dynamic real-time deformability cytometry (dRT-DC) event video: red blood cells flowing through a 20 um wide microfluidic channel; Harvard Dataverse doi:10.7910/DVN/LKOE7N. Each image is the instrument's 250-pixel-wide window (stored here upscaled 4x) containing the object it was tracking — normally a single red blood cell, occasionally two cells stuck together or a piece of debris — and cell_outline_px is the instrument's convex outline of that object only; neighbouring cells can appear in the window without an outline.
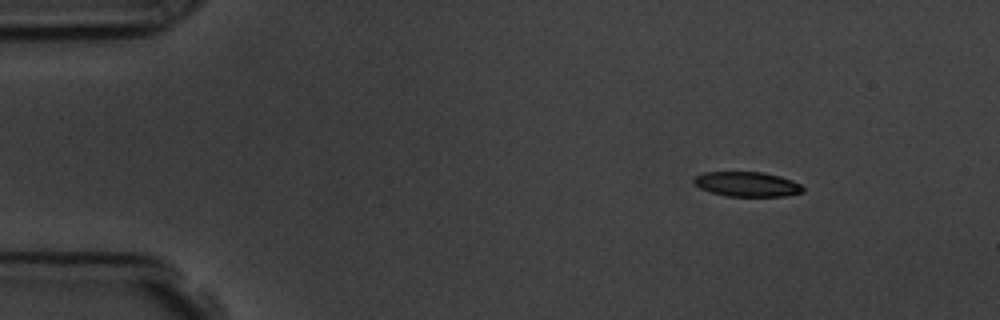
{"species": "common noctule bat (a hibernating species)", "species_latin": "Nyctalus noctula", "temperature_condition": "room temperature", "stored_images_in_passage": 50, "camera_frame_rate_fps": 3000, "um_per_image_px": 0.085, "animal": {"sex": "male", "body_mass_g": 19.5, "forearm_length_mm": 54.6}, "frame": {"image": 1, "passage_image": 1, "time_ms": 0.0, "image_size_px": [1000, 320], "cell_outline_px": [[804, 192], [784, 196], [728, 196], [712, 192], [700, 188], [692, 180], [696, 176], [704, 172], [760, 172], [780, 176], [792, 180], [800, 184], [804, 188]], "centroid_in_image_um": [63.52, 15.65], "position_along_channel_um": 21.5, "area_um2": 15.61}}
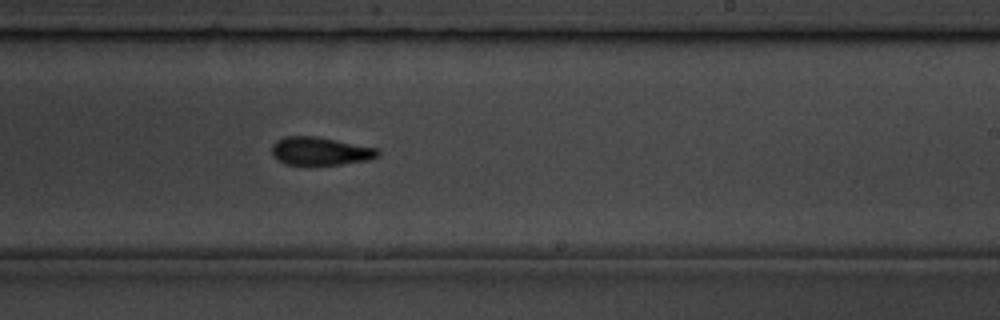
{"frame": {"image": 2, "passage_image": 28, "time_ms": 9.0, "image_size_px": [1000, 320], "cell_outline_px": [[380, 152], [376, 156], [368, 160], [340, 164], [284, 164], [276, 160], [272, 156], [272, 144], [276, 140], [284, 136], [316, 136], [380, 148]], "centroid_in_image_um": [27.19, 12.83], "position_along_channel_um": 261.8, "area_um2": 17.46}}
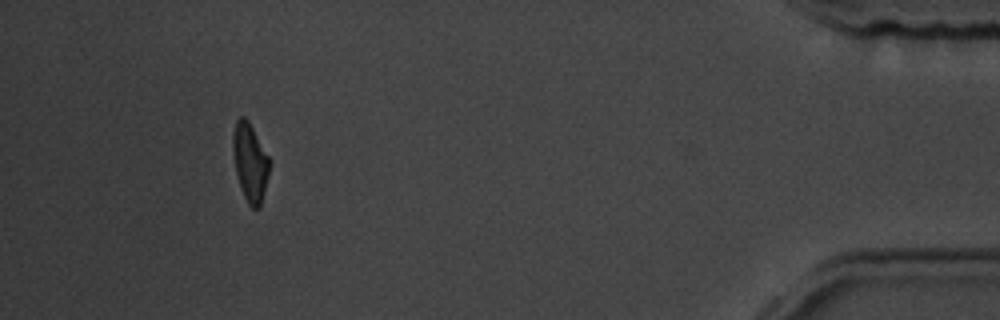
{"frame": {"image": 3, "passage_image": 46, "time_ms": 15.0, "image_size_px": [1000, 320], "cell_outline_px": [[268, 176], [260, 208], [252, 208], [248, 204], [240, 188], [236, 172], [232, 148], [232, 136], [236, 120], [240, 116], [244, 116], [248, 120], [268, 156]], "centroid_in_image_um": [21.23, 13.79], "position_along_channel_um": 414.0, "area_um2": 16.42}, "authors_computed_cell_mechanics": {"area_um2": 17.4556, "velocity_mm_per_s": 3.6121, "shape_relaxation_time_tau1_ms": 2.9664, "shape_relaxation_time_tau2_ms": 3.6677, "deformation_change_tau1": 0.1446, "deformation_change_tau2": 0.0974}}